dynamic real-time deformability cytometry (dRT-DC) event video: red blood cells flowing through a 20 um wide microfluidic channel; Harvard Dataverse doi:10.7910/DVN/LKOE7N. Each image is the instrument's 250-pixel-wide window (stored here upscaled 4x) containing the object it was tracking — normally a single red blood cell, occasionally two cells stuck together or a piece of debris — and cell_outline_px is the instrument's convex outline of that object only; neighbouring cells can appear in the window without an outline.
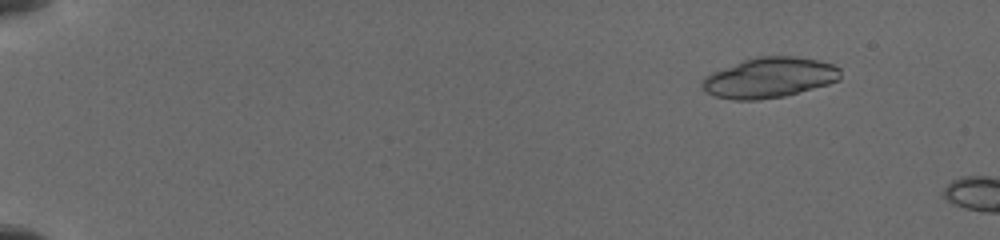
{"species": "common noctule bat (a hibernating species)", "species_latin": "Nyctalus noctula", "temperature_condition": "cold", "stored_images_in_passage": 3, "camera_frame_rate_fps": 3000, "um_per_image_px": 0.085, "animal": {"sex": "female", "body_mass_g": 19.5, "forearm_length_mm": 54.1}, "frame": {"image": 1, "passage_image": 1, "time_ms": 0.0, "image_size_px": [1000, 240], "cell_outline_px": [[840, 80], [828, 84], [784, 96], [756, 100], [732, 100], [716, 96], [704, 92], [700, 84], [700, 80], [704, 76], [712, 72], [744, 60], [756, 56], [796, 56], [820, 60], [832, 64], [840, 68]], "centroid_in_image_um": [65.37, 6.6], "position_along_channel_um": 19.6, "area_um2": 32.66}}